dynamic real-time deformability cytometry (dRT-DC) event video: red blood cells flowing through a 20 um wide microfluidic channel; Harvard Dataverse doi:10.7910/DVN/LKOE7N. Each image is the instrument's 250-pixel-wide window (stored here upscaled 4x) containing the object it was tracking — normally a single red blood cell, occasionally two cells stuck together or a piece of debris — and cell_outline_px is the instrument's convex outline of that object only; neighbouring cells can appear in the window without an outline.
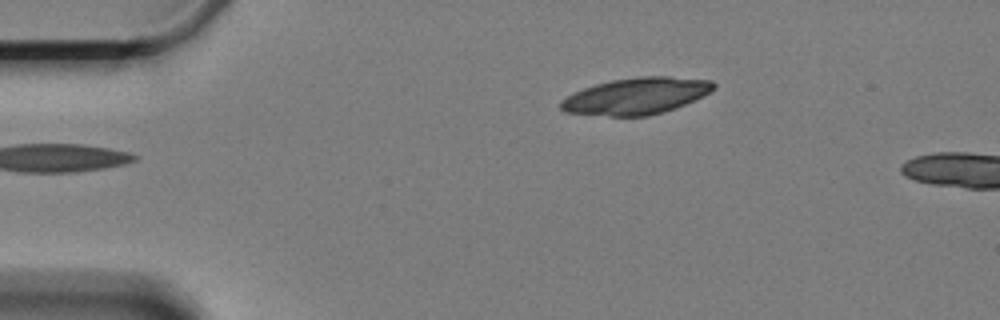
{"species": "Egyptian fruit bat (a non-hibernating species)", "species_latin": "Rousettus aegyptiacus", "temperature_condition": "cold", "stored_images_in_passage": 6, "camera_frame_rate_fps": 3000, "um_per_image_px": 0.085, "animal": {"sex": "female"}, "frame": {"image": 1, "passage_image": 1, "time_ms": 0.0, "image_size_px": [1000, 320], "cell_outline_px": [[716, 88], [712, 92], [676, 108], [664, 112], [648, 116], [608, 116], [564, 112], [560, 108], [560, 100], [584, 88], [596, 84], [612, 80], [640, 76], [668, 76], [712, 80], [716, 84]], "centroid_in_image_um": [54.12, 8.16], "position_along_channel_um": 30.9, "area_um2": 32.71}}